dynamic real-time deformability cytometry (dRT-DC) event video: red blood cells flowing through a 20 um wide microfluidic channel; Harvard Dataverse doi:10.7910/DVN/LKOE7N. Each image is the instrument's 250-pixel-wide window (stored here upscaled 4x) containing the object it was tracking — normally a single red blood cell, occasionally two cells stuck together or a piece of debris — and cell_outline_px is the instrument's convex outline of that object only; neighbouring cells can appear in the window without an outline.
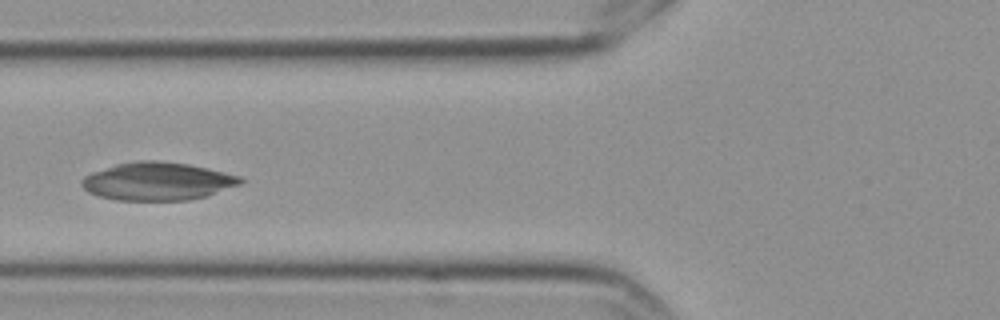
{"species": "Egyptian fruit bat (a non-hibernating species)", "species_latin": "Rousettus aegyptiacus", "temperature_condition": "cold", "stored_images_in_passage": 14, "camera_frame_rate_fps": 3000, "um_per_image_px": 0.085, "frame": {"image": 1, "passage_image": 5, "time_ms": 1.333, "image_size_px": [1000, 320], "cell_outline_px": [[248, 180], [240, 184], [208, 196], [188, 200], [116, 200], [100, 196], [88, 192], [80, 184], [80, 180], [84, 176], [92, 172], [116, 164], [140, 160], [156, 160], [188, 164], [224, 172], [240, 176]], "centroid_in_image_um": [13.4, 15.41], "position_along_channel_um": 112.4, "area_um2": 35.2}}
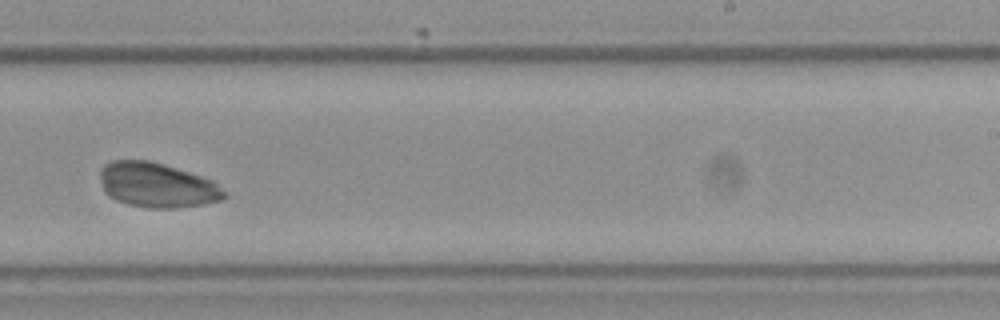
{"frame": {"image": 2, "passage_image": 9, "time_ms": 2.667, "image_size_px": [1000, 320], "cell_outline_px": [[228, 196], [224, 200], [204, 204], [176, 208], [152, 208], [128, 204], [116, 200], [104, 192], [100, 176], [100, 168], [104, 164], [112, 160], [148, 160], [164, 164], [212, 180]], "centroid_in_image_um": [13.34, 15.73], "position_along_channel_um": 275.7, "area_um2": 32.31}}
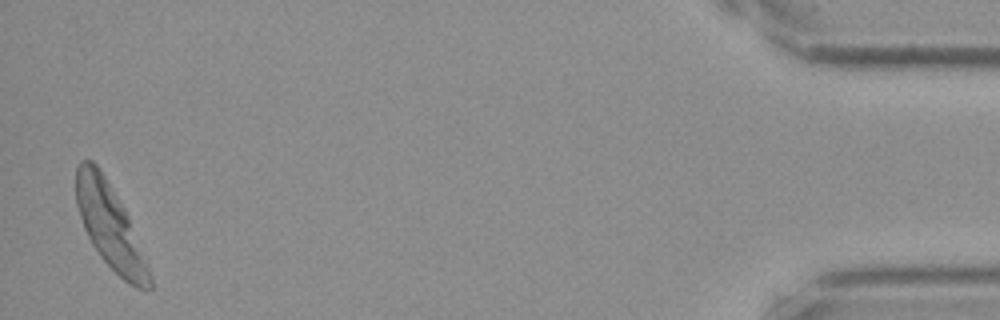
{"frame": {"image": 3, "passage_image": 14, "time_ms": 4.333, "image_size_px": [1000, 320], "cell_outline_px": [[152, 288], [136, 288], [124, 280], [100, 256], [92, 244], [84, 228], [76, 204], [76, 168], [80, 160], [92, 160], [100, 168], [124, 208], [128, 216], [148, 268], [152, 280]], "centroid_in_image_um": [9.31, 19.18], "position_along_channel_um": 425.9, "area_um2": 35.26}}